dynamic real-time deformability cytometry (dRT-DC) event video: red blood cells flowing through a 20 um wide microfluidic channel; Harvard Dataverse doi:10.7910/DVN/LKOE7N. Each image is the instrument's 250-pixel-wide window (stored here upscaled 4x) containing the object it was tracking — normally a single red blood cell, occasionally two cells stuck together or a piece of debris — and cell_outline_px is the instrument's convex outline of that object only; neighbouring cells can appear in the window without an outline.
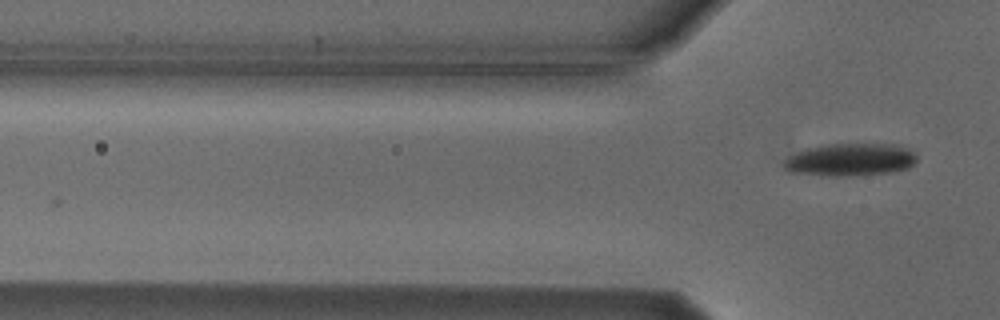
{"species": "Egyptian fruit bat (a non-hibernating species)", "species_latin": "Rousettus aegyptiacus", "temperature_condition": "cold", "stored_images_in_passage": 5, "camera_frame_rate_fps": 3000, "um_per_image_px": 0.085, "animal": {"sex": "male"}, "frame": {"image": 1, "passage_image": 5, "time_ms": 5.0, "image_size_px": [1000, 320], "cell_outline_px": [[916, 160], [908, 168], [888, 172], [848, 176], [828, 176], [788, 172], [784, 168], [784, 160], [796, 152], [804, 148], [828, 144], [900, 144], [908, 148], [916, 156]], "centroid_in_image_um": [72.24, 13.57], "position_along_channel_um": 53.6, "area_um2": 25.32}}